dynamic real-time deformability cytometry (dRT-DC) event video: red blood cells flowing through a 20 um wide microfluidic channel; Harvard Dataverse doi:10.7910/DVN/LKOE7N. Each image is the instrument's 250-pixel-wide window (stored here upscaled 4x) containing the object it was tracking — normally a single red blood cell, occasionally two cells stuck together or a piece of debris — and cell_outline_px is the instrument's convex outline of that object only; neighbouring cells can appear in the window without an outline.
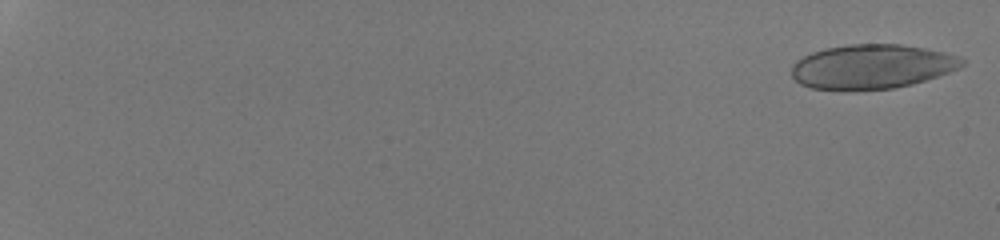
{"species": "human", "species_latin": "Homo sapiens", "temperature_condition": "room temperature", "stored_images_in_passage": 53, "camera_frame_rate_fps": 3000, "um_per_image_px": 0.085, "donor": {"sex": "male"}, "frame": {"image": 1, "passage_image": 1, "time_ms": 0.0, "image_size_px": [1000, 240], "cell_outline_px": [[964, 64], [960, 68], [912, 84], [892, 88], [812, 88], [800, 84], [792, 76], [792, 64], [796, 60], [812, 52], [824, 48], [848, 44], [900, 44], [924, 48], [964, 56]], "centroid_in_image_um": [74.14, 5.62], "position_along_channel_um": 10.9, "area_um2": 43.52}}
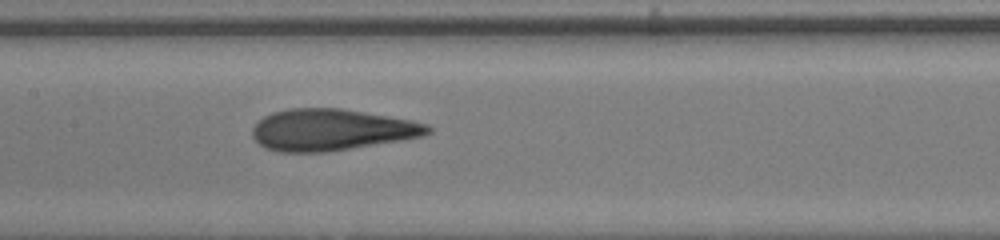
{"frame": {"image": 2, "passage_image": 31, "time_ms": 10.0, "image_size_px": [1000, 240], "cell_outline_px": [[432, 132], [424, 136], [400, 140], [324, 152], [280, 152], [264, 148], [252, 136], [252, 128], [264, 116], [272, 112], [288, 108], [340, 108], [412, 120], [428, 124], [432, 128]], "centroid_in_image_um": [28.17, 11.03], "position_along_channel_um": 179.2, "area_um2": 42.31}}
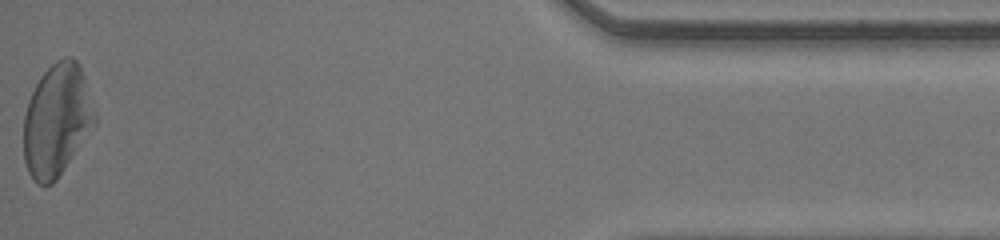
{"frame": {"image": 3, "passage_image": 53, "time_ms": 17.333, "image_size_px": [1000, 240], "cell_outline_px": [[96, 124], [56, 180], [52, 184], [36, 184], [28, 172], [24, 160], [24, 116], [28, 100], [40, 76], [56, 60], [64, 56], [72, 56], [80, 64], [84, 76], [96, 116]], "centroid_in_image_um": [4.83, 10.2], "position_along_channel_um": 430.4, "area_um2": 46.53}, "authors_computed_cell_mechanics": {"area_um2": 43.4656, "velocity_mm_per_s": 4.2538, "shape_relaxation_time_tau1_ms": 7.3687, "shape_relaxation_time_tau2_ms": 0.9965, "deformation_change_tau1": 0.2315, "deformation_change_tau2": 0.0942}}